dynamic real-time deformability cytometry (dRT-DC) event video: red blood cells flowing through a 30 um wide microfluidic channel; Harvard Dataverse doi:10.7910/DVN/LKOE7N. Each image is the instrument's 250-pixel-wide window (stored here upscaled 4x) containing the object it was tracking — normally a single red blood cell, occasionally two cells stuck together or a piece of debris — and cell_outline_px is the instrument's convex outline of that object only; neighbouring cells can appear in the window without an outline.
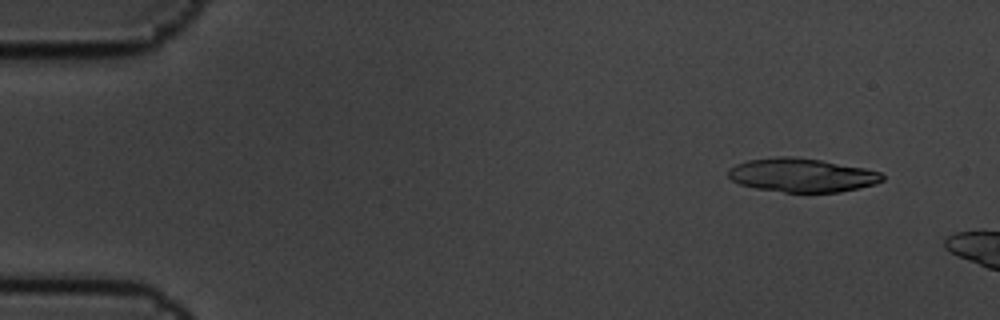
{"species": "common noctule bat (a hibernating species)", "species_latin": "Nyctalus noctula", "temperature_condition": "cold", "stored_images_in_passage": 4, "camera_frame_rate_fps": 3000, "um_per_image_px": 0.085, "animal": {"sex": "male", "body_mass_g": 19.5, "forearm_length_mm": 54.6}, "frame": {"image": 1, "passage_image": 2, "time_ms": 0.333, "image_size_px": [1000, 320], "cell_outline_px": [[884, 180], [876, 184], [860, 188], [840, 192], [784, 192], [756, 188], [740, 184], [732, 180], [728, 176], [728, 168], [736, 164], [748, 160], [776, 156], [796, 156], [820, 160], [864, 168], [880, 172], [884, 176]], "centroid_in_image_um": [68.16, 14.88], "position_along_channel_um": 16.8, "area_um2": 30.4}}